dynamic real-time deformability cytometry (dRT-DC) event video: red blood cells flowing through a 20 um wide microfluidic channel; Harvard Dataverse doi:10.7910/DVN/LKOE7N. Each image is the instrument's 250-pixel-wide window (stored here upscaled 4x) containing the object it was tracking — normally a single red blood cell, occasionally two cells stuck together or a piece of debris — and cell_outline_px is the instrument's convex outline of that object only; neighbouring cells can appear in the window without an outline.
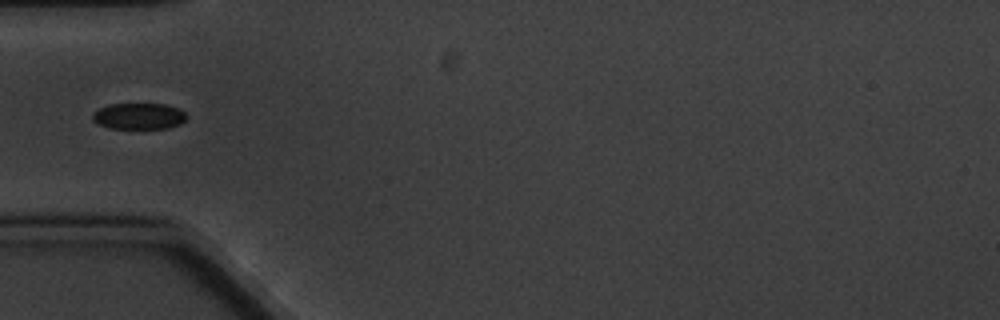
{"species": "common noctule bat (a hibernating species)", "species_latin": "Nyctalus noctula", "temperature_condition": "cold", "stored_images_in_passage": 8, "camera_frame_rate_fps": 3000, "um_per_image_px": 0.085, "animal": {"sex": "male", "body_mass_g": 20.1, "forearm_length_mm": 53.5}, "frame": {"image": 1, "passage_image": 5, "time_ms": 4.333, "image_size_px": [1000, 320], "cell_outline_px": [[188, 116], [180, 124], [168, 128], [108, 128], [92, 120], [92, 112], [108, 104], [164, 104], [180, 108]], "centroid_in_image_um": [11.8, 9.86], "position_along_channel_um": 73.2, "area_um2": 14.39}}